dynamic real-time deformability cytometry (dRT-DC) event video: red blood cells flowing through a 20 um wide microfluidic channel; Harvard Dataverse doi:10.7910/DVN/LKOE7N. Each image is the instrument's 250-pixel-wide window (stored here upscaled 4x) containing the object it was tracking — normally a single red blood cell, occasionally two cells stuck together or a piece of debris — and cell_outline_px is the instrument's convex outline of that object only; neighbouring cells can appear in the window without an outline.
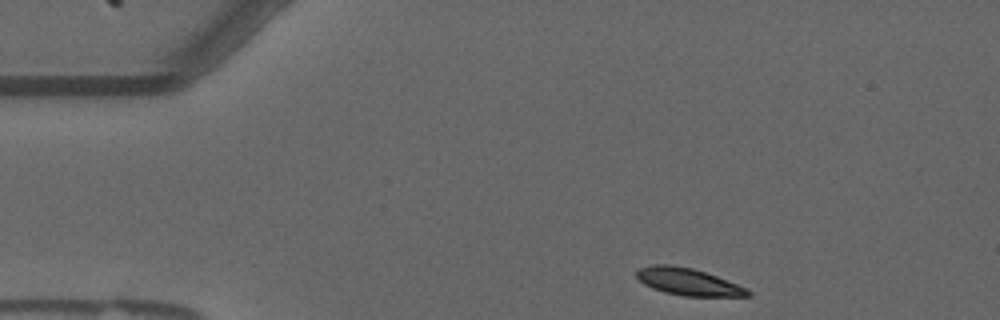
{"species": "common noctule bat (a hibernating species)", "species_latin": "Nyctalus noctula", "temperature_condition": "warm", "stored_images_in_passage": 48, "camera_frame_rate_fps": 3000, "um_per_image_px": 0.085, "animal": {"sex": "male", "forearm_length_mm": 52.5}, "frame": {"image": 1, "passage_image": 1, "time_ms": 0.0, "image_size_px": [1000, 320], "cell_outline_px": [[752, 296], [684, 296], [664, 292], [652, 288], [644, 284], [636, 276], [636, 272], [640, 268], [652, 264], [668, 264], [692, 268], [716, 276], [748, 288], [752, 292]], "centroid_in_image_um": [58.51, 23.95], "position_along_channel_um": 26.5, "area_um2": 17.51}}
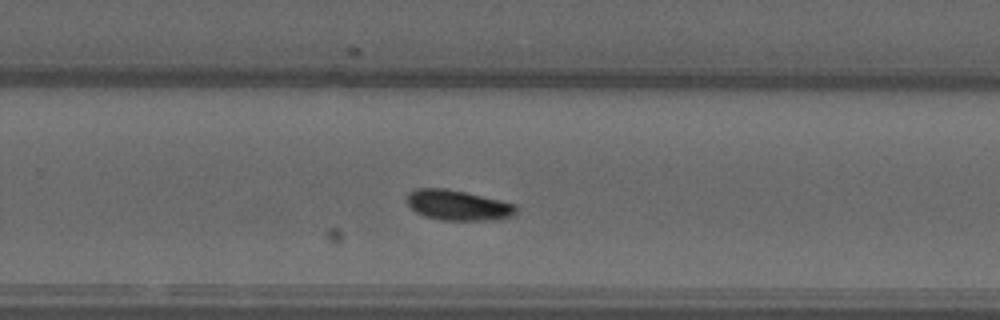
{"frame": {"image": 2, "passage_image": 28, "time_ms": 9.0, "image_size_px": [1000, 320], "cell_outline_px": [[516, 216], [500, 220], [440, 220], [424, 216], [416, 212], [408, 204], [408, 192], [416, 188], [444, 188], [464, 192], [500, 200], [516, 204]], "centroid_in_image_um": [38.96, 17.46], "position_along_channel_um": 290.8, "area_um2": 19.36}}
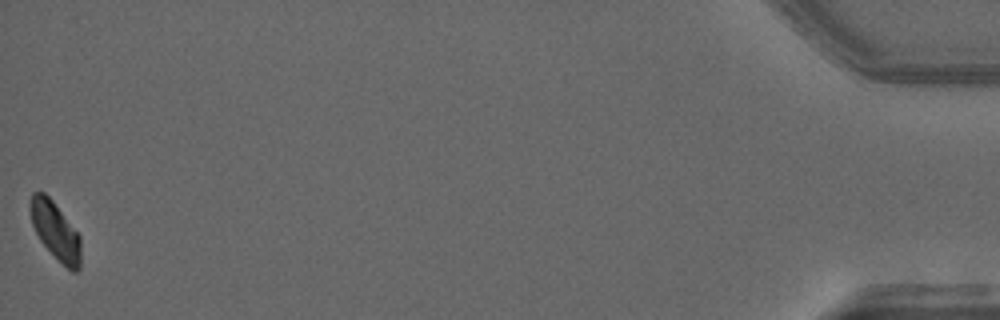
{"frame": {"image": 3, "passage_image": 48, "time_ms": 15.667, "image_size_px": [1000, 320], "cell_outline_px": [[80, 268], [76, 272], [72, 272], [40, 240], [32, 224], [28, 208], [28, 204], [32, 192], [44, 192], [52, 200], [80, 236]], "centroid_in_image_um": [4.68, 19.57], "position_along_channel_um": 430.5, "area_um2": 16.7}, "authors_computed_cell_mechanics": {"area_um2": 18.6694, "velocity_mm_per_s": 3.6426, "shape_relaxation_time_tau1_ms": 4.7212, "shape_relaxation_time_tau2_ms": null, "deformation_change_tau1": 0.1315, "deformation_change_tau2": null}}